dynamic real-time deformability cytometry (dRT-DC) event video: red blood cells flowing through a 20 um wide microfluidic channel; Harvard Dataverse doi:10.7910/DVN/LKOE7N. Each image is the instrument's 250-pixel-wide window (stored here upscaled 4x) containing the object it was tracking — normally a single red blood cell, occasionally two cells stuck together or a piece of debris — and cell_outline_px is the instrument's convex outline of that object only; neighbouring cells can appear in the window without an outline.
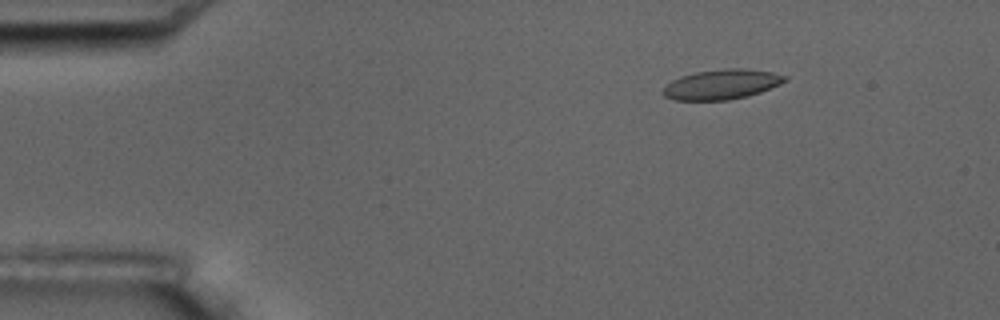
{"species": "common noctule bat (a hibernating species)", "species_latin": "Nyctalus noctula", "temperature_condition": "room temperature", "stored_images_in_passage": 6, "camera_frame_rate_fps": 3000, "um_per_image_px": 0.085, "animal": {"sex": "male", "body_mass_g": 17.5, "forearm_length_mm": 52.3}, "frame": {"image": 1, "passage_image": 3, "time_ms": 2.333, "image_size_px": [1000, 320], "cell_outline_px": [[788, 80], [780, 84], [760, 92], [748, 96], [728, 100], [672, 100], [664, 96], [660, 92], [672, 80], [680, 76], [696, 72], [724, 68], [744, 68], [772, 72], [788, 76]], "centroid_in_image_um": [61.34, 7.17], "position_along_channel_um": 23.7, "area_um2": 21.39}}
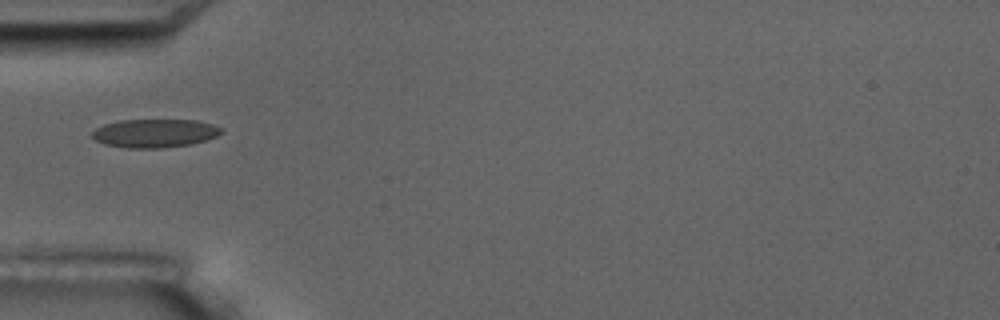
{"frame": {"image": 2, "passage_image": 6, "time_ms": 5.667, "image_size_px": [1000, 320], "cell_outline_px": [[224, 128], [216, 136], [192, 144], [160, 148], [128, 148], [104, 144], [96, 140], [92, 136], [92, 132], [96, 128], [104, 124], [116, 120], [196, 120], [212, 124]], "centroid_in_image_um": [13.13, 11.32], "position_along_channel_um": 71.9, "area_um2": 21.39}}